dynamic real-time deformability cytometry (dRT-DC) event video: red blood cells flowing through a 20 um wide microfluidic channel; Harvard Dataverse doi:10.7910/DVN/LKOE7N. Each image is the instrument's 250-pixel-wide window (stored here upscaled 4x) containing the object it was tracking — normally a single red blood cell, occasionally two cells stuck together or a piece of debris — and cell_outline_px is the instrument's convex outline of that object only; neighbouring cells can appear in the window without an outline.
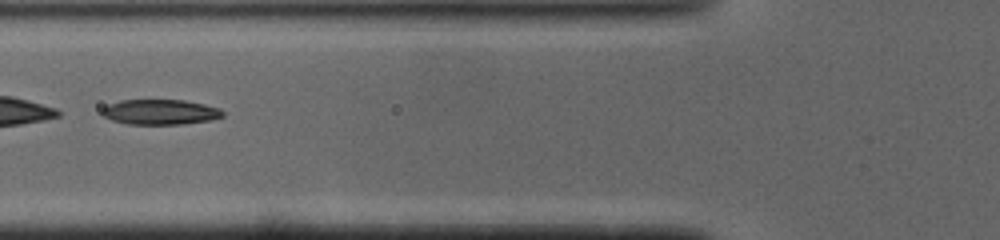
{"species": "common noctule bat (a hibernating species)", "species_latin": "Nyctalus noctula", "temperature_condition": "cold", "stored_images_in_passage": 38, "camera_frame_rate_fps": 3000, "um_per_image_px": 0.085, "animal": {"sex": "male", "body_mass_g": 19.0, "forearm_length_mm": 50.8}, "frame": {"image": 1, "passage_image": 7, "time_ms": 2.0, "image_size_px": [1000, 240], "cell_outline_px": [[224, 116], [212, 120], [184, 124], [128, 124], [112, 120], [104, 116], [100, 112], [108, 104], [120, 100], [184, 100], [204, 104], [220, 108], [224, 112]], "centroid_in_image_um": [13.64, 9.52], "position_along_channel_um": 112.2, "area_um2": 17.8}}
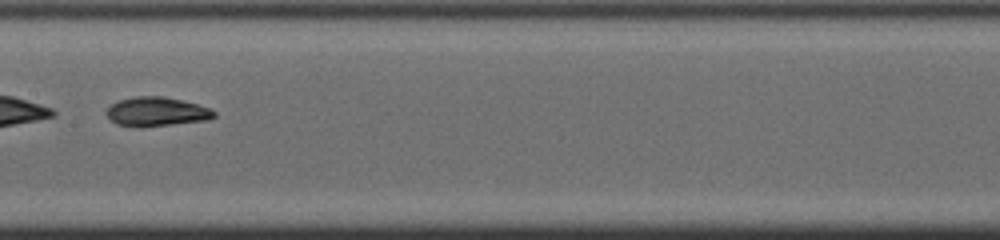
{"frame": {"image": 2, "passage_image": 13, "time_ms": 4.0, "image_size_px": [1000, 240], "cell_outline_px": [[216, 116], [204, 120], [140, 128], [116, 124], [104, 112], [112, 104], [120, 100], [136, 96], [164, 96], [212, 108], [216, 112]], "centroid_in_image_um": [13.29, 9.5], "position_along_channel_um": 194.1, "area_um2": 18.21}}
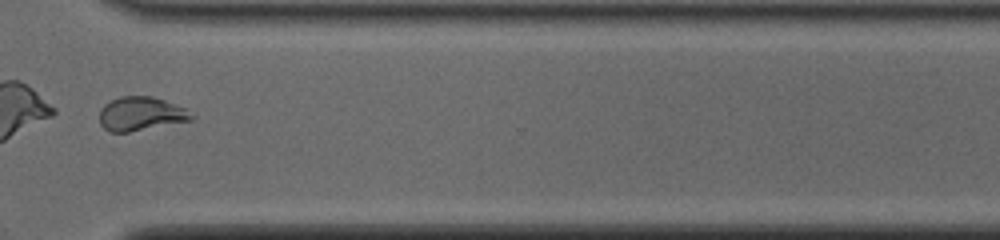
{"frame": {"image": 3, "passage_image": 25, "time_ms": 8.0, "image_size_px": [1000, 240], "cell_outline_px": [[196, 116], [192, 120], [128, 132], [108, 132], [100, 124], [100, 108], [104, 104], [120, 96], [152, 96], [164, 100], [184, 108]], "centroid_in_image_um": [11.96, 9.67], "position_along_channel_um": 358.6, "area_um2": 18.09}, "authors_computed_cell_mechanics": {"area_um2": 18.3226, "velocity_mm_per_s": 4.0991, "shape_relaxation_time_tau1_ms": 5.7579, "shape_relaxation_time_tau2_ms": 2.5082, "deformation_change_tau1": 0.2301, "deformation_change_tau2": 0.0858}}